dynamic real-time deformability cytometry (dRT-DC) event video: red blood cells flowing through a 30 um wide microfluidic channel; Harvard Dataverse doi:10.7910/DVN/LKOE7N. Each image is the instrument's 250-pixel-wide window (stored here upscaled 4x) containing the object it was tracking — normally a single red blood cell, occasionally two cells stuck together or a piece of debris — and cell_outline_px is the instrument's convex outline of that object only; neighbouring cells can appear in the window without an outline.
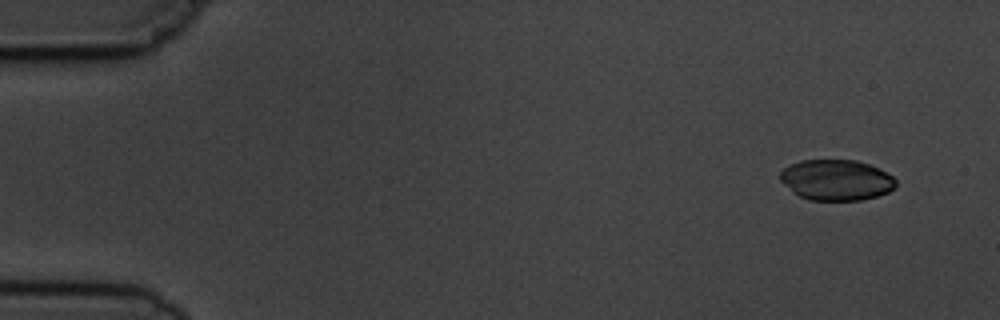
{"species": "common noctule bat (a hibernating species)", "species_latin": "Nyctalus noctula", "temperature_condition": "cold", "stored_images_in_passage": 5, "camera_frame_rate_fps": 3000, "um_per_image_px": 0.085, "animal": {"sex": "male", "body_mass_g": 19.5, "forearm_length_mm": 54.6}, "frame": {"image": 1, "passage_image": 1, "time_ms": 0.0, "image_size_px": [1000, 320], "cell_outline_px": [[896, 188], [888, 192], [876, 196], [860, 200], [808, 200], [792, 192], [780, 180], [780, 172], [784, 168], [800, 160], [856, 160], [880, 168], [892, 176], [896, 180]], "centroid_in_image_um": [71.09, 15.3], "position_along_channel_um": 13.9, "area_um2": 27.51}}
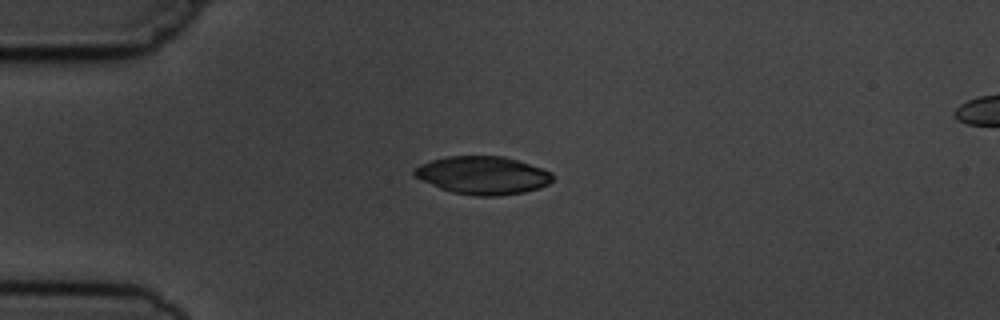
{"frame": {"image": 2, "passage_image": 4, "time_ms": 3.333, "image_size_px": [1000, 320], "cell_outline_px": [[556, 176], [548, 184], [540, 188], [524, 192], [496, 196], [476, 196], [452, 192], [440, 188], [416, 176], [412, 172], [412, 168], [420, 164], [432, 160], [448, 156], [504, 156], [544, 168], [552, 172]], "centroid_in_image_um": [41.09, 14.89], "position_along_channel_um": 43.9, "area_um2": 30.69}}